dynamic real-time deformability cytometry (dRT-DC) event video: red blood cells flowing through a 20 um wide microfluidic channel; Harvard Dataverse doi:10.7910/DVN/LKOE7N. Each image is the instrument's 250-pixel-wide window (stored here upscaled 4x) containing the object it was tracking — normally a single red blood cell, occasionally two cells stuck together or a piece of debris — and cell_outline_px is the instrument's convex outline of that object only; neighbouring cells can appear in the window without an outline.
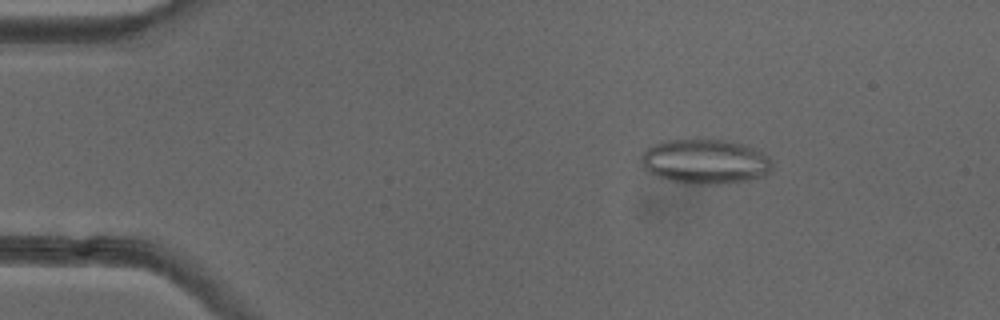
{"species": "common noctule bat (a hibernating species)", "species_latin": "Nyctalus noctula", "temperature_condition": "cold", "stored_images_in_passage": 51, "camera_frame_rate_fps": 3000, "um_per_image_px": 0.085, "animal": {"sex": "female"}, "frame": {"image": 1, "passage_image": 8, "time_ms": 2.333, "image_size_px": [1000, 320], "cell_outline_px": [[772, 168], [764, 176], [744, 180], [720, 184], [684, 184], [668, 180], [656, 176], [648, 172], [644, 168], [640, 156], [648, 148], [664, 140], [724, 140], [744, 144], [768, 156], [772, 164]], "centroid_in_image_um": [59.91, 13.74], "position_along_channel_um": 25.1, "area_um2": 33.93}}
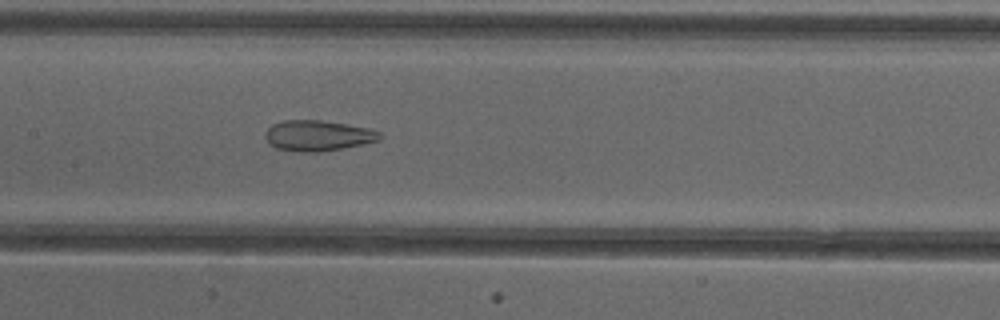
{"frame": {"image": 2, "passage_image": 25, "time_ms": 8.0, "image_size_px": [1000, 320], "cell_outline_px": [[380, 140], [344, 148], [316, 152], [296, 152], [276, 148], [268, 144], [264, 136], [264, 132], [272, 124], [284, 120], [320, 120], [348, 124], [368, 128], [380, 132]], "centroid_in_image_um": [26.97, 11.53], "position_along_channel_um": 180.4, "area_um2": 20.58}}
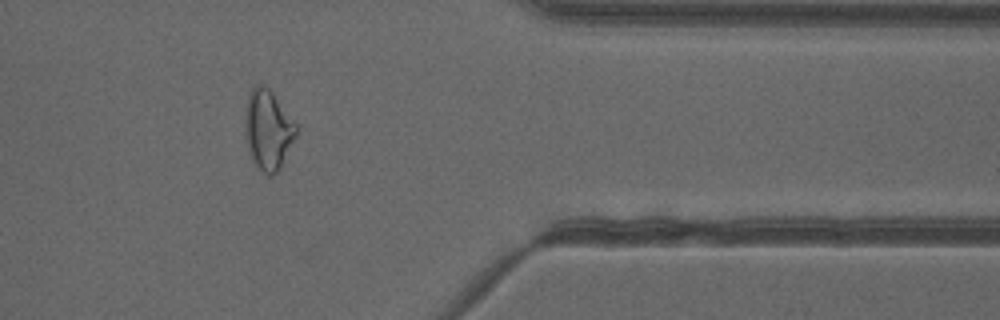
{"frame": {"image": 3, "passage_image": 42, "time_ms": 13.667, "image_size_px": [1000, 320], "cell_outline_px": [[296, 136], [280, 168], [272, 176], [268, 176], [260, 172], [256, 168], [248, 148], [244, 124], [244, 120], [248, 92], [256, 84], [264, 84], [272, 92], [296, 124]], "centroid_in_image_um": [22.75, 11.04], "position_along_channel_um": 388.6, "area_um2": 23.81}, "authors_computed_cell_mechanics": {"area_um2": 25.0852, "velocity_mm_per_s": 3.9962, "shape_relaxation_time_tau1_ms": null, "shape_relaxation_time_tau2_ms": 2.7276, "deformation_change_tau1": null, "deformation_change_tau2": 0.1173}}